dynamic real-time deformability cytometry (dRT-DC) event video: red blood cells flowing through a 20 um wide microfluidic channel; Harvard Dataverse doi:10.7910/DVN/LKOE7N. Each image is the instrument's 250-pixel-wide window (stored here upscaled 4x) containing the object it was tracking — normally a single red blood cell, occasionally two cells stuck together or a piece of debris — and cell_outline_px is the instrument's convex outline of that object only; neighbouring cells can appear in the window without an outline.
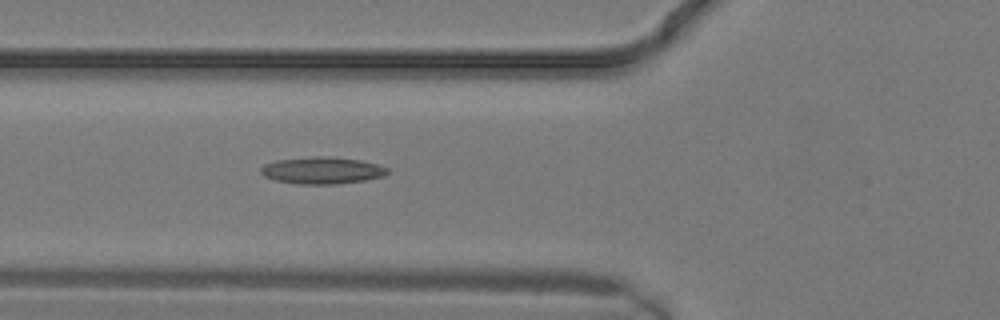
{"species": "common noctule bat (a hibernating species)", "species_latin": "Nyctalus noctula", "temperature_condition": "warm", "stored_images_in_passage": 8, "camera_frame_rate_fps": 3000, "um_per_image_px": 0.085, "animal": {"sex": "male", "body_mass_g": 19.2, "forearm_length_mm": 51.8}, "frame": {"image": 1, "passage_image": 8, "time_ms": 2.333, "image_size_px": [1000, 320], "cell_outline_px": [[388, 172], [384, 176], [364, 180], [336, 184], [300, 184], [276, 180], [264, 176], [260, 172], [260, 168], [264, 164], [276, 160], [312, 156], [328, 156], [360, 160], [376, 164], [388, 168]], "centroid_in_image_um": [27.36, 14.48], "position_along_channel_um": 98.4, "area_um2": 19.83}}